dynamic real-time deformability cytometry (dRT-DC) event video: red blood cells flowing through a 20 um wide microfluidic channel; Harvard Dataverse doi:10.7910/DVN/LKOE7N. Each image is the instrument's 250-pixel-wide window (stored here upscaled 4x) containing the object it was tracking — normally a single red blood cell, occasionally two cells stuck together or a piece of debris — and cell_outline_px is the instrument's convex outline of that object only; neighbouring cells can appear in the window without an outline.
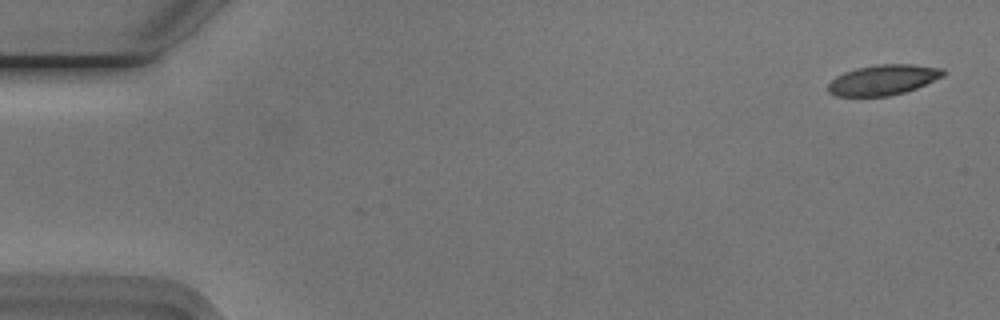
{"species": "Egyptian fruit bat (a non-hibernating species)", "species_latin": "Rousettus aegyptiacus", "temperature_condition": "cold", "stored_images_in_passage": 55, "camera_frame_rate_fps": 3000, "um_per_image_px": 0.085, "animal": {"sex": "male"}, "frame": {"image": 1, "passage_image": 2, "time_ms": 0.333, "image_size_px": [1000, 320], "cell_outline_px": [[948, 72], [944, 76], [916, 88], [904, 92], [888, 96], [836, 96], [828, 92], [828, 84], [836, 76], [844, 72], [856, 68], [876, 64], [916, 64], [944, 68]], "centroid_in_image_um": [75.1, 6.77], "position_along_channel_um": 9.9, "area_um2": 20.52}}
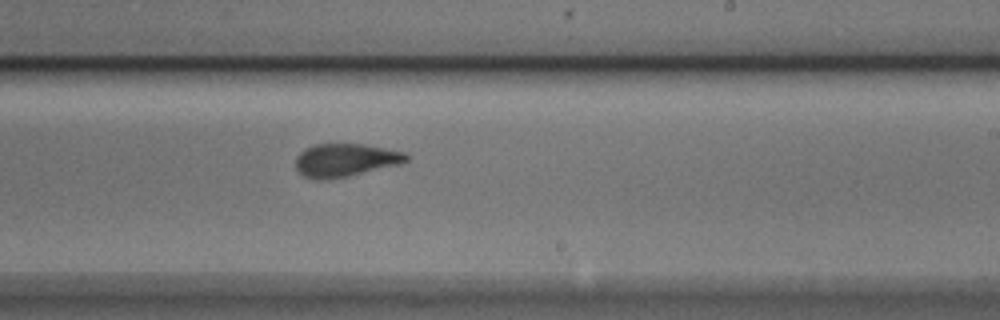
{"frame": {"image": 2, "passage_image": 33, "time_ms": 10.667, "image_size_px": [1000, 320], "cell_outline_px": [[408, 160], [400, 164], [348, 176], [316, 180], [312, 180], [304, 176], [296, 168], [296, 156], [304, 148], [316, 144], [364, 144], [404, 152], [408, 156]], "centroid_in_image_um": [29.33, 13.6], "position_along_channel_um": 259.7, "area_um2": 21.21}}
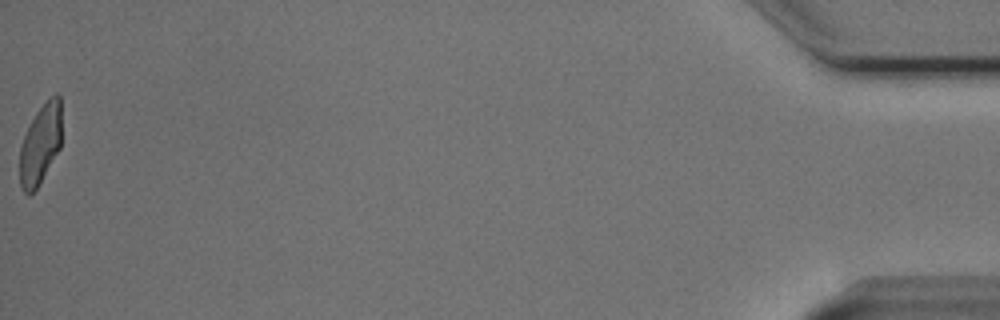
{"frame": {"image": 3, "passage_image": 55, "time_ms": 18.0, "image_size_px": [1000, 320], "cell_outline_px": [[60, 148], [36, 188], [28, 196], [24, 192], [20, 184], [20, 148], [24, 136], [36, 112], [56, 92], [60, 96]], "centroid_in_image_um": [3.42, 12.27], "position_along_channel_um": 431.8, "area_um2": 18.96}, "authors_computed_cell_mechanics": {"area_um2": 21.4438, "velocity_mm_per_s": 3.7345, "shape_relaxation_time_tau1_ms": 5.3822, "shape_relaxation_time_tau2_ms": 1.0049, "deformation_change_tau1": 0.1789, "deformation_change_tau2": 0.067}}